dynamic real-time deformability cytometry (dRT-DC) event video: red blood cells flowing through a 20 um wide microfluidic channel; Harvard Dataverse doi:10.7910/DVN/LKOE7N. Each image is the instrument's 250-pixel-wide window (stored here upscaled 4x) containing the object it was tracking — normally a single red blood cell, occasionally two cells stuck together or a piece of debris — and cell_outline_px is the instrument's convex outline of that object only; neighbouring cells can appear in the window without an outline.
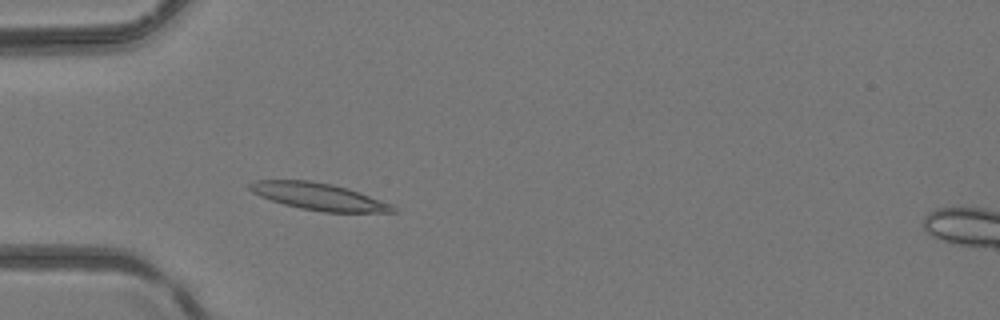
{"species": "common noctule bat (a hibernating species)", "species_latin": "Nyctalus noctula", "temperature_condition": "room temperature", "stored_images_in_passage": 4, "camera_frame_rate_fps": 3000, "um_per_image_px": 0.085, "animal": {"sex": "female", "body_mass_g": 24.6, "forearm_length_mm": 56.2}, "frame": {"image": 1, "passage_image": 3, "time_ms": 2.333, "image_size_px": [1000, 320], "cell_outline_px": [[396, 212], [324, 212], [300, 208], [284, 204], [260, 196], [252, 192], [248, 188], [248, 184], [256, 180], [308, 180], [332, 184], [348, 188], [392, 204], [396, 208]], "centroid_in_image_um": [27.09, 16.7], "position_along_channel_um": 57.9, "area_um2": 22.43}}